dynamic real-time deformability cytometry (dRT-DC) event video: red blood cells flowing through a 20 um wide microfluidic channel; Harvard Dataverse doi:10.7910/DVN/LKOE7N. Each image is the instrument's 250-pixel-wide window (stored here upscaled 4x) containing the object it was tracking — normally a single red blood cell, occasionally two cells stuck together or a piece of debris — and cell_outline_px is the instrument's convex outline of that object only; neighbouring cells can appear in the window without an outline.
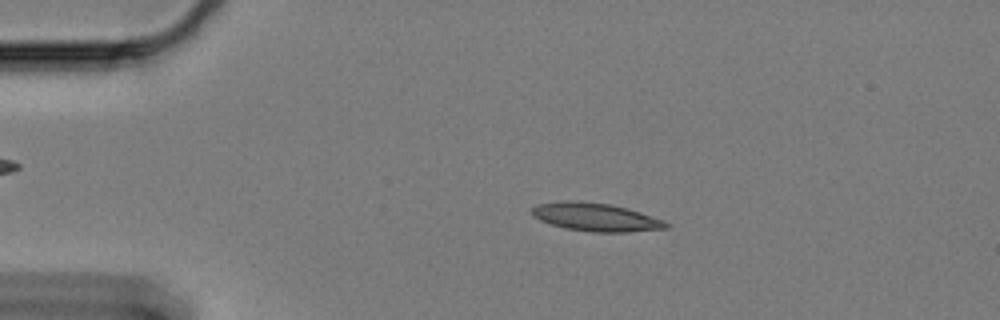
{"species": "Egyptian fruit bat (a non-hibernating species)", "species_latin": "Rousettus aegyptiacus", "temperature_condition": "cold", "stored_images_in_passage": 50, "camera_frame_rate_fps": 3000, "um_per_image_px": 0.085, "animal": {"sex": "female"}, "frame": {"image": 1, "passage_image": 2, "time_ms": 0.333, "image_size_px": [1000, 320], "cell_outline_px": [[672, 228], [628, 232], [592, 232], [564, 228], [540, 220], [532, 216], [532, 208], [540, 204], [564, 200], [576, 200], [608, 204], [628, 208], [664, 220], [672, 224]], "centroid_in_image_um": [50.7, 18.46], "position_along_channel_um": 34.3, "area_um2": 22.2}}
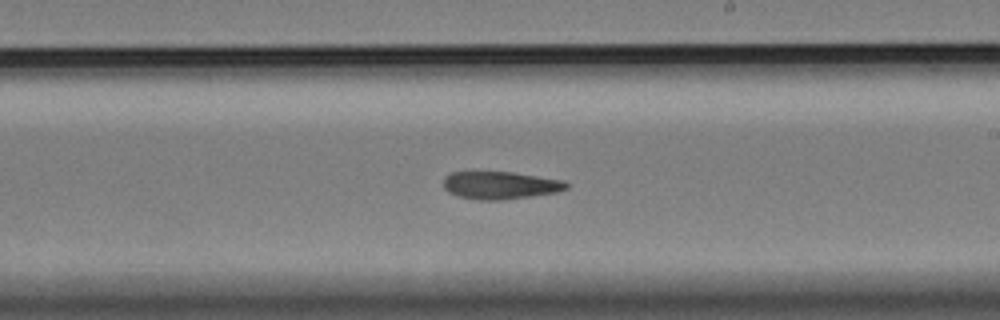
{"frame": {"image": 2, "passage_image": 25, "time_ms": 8.0, "image_size_px": [1000, 320], "cell_outline_px": [[568, 188], [556, 192], [532, 196], [500, 200], [480, 200], [456, 196], [448, 192], [444, 188], [444, 176], [452, 172], [512, 172], [564, 180], [568, 184]], "centroid_in_image_um": [42.51, 15.75], "position_along_channel_um": 246.5, "area_um2": 19.83}}
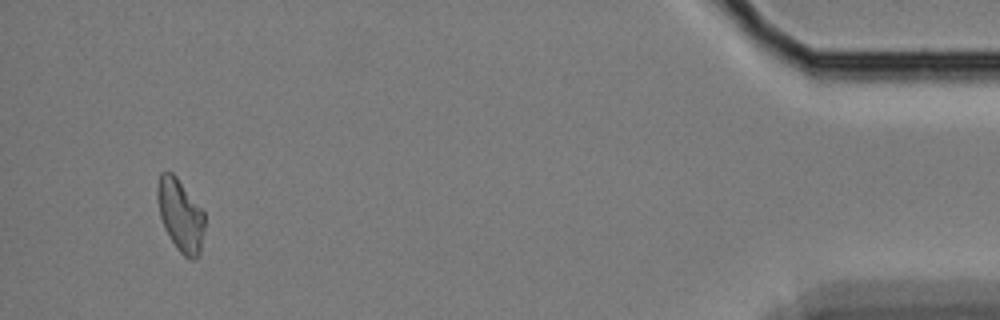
{"frame": {"image": 3, "passage_image": 47, "time_ms": 15.333, "image_size_px": [1000, 320], "cell_outline_px": [[204, 232], [200, 256], [196, 260], [192, 260], [184, 256], [176, 248], [164, 228], [160, 216], [156, 196], [156, 188], [160, 172], [172, 172], [176, 176], [204, 212]], "centroid_in_image_um": [15.33, 18.32], "position_along_channel_um": 419.9, "area_um2": 20.11}}